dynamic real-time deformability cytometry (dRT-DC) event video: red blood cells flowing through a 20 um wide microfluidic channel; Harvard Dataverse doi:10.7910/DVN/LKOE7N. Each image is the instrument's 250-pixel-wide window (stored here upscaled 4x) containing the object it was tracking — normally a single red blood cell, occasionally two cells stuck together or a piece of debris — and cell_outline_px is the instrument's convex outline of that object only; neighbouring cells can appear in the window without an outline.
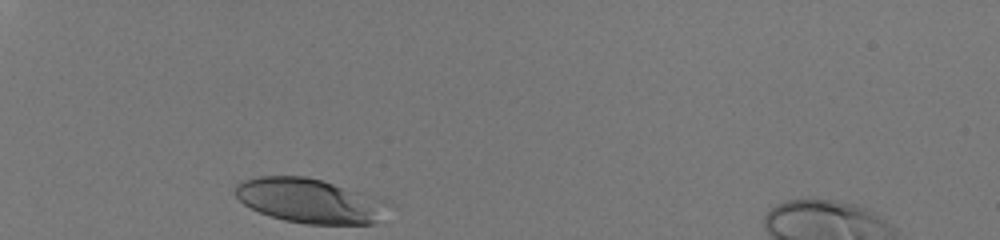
{"species": "human", "species_latin": "Homo sapiens", "temperature_condition": "room temperature", "stored_images_in_passage": 29, "camera_frame_rate_fps": 3000, "um_per_image_px": 0.085, "donor": {"sex": "male"}, "frame": {"image": 1, "passage_image": 1, "time_ms": 0.0, "image_size_px": [1000, 240], "cell_outline_px": [[392, 204], [372, 224], [304, 224], [284, 220], [260, 212], [244, 204], [236, 196], [236, 184], [240, 180], [260, 176], [304, 176], [320, 180], [372, 196], [384, 200]], "centroid_in_image_um": [26.28, 17.06], "position_along_channel_um": 58.7, "area_um2": 39.13}}
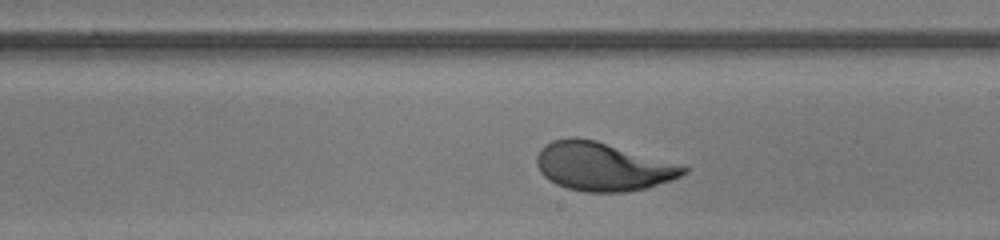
{"frame": {"image": 2, "passage_image": 17, "time_ms": 5.333, "image_size_px": [1000, 240], "cell_outline_px": [[688, 172], [680, 176], [648, 188], [624, 192], [584, 192], [568, 188], [556, 184], [548, 180], [540, 172], [536, 164], [536, 156], [540, 148], [544, 144], [552, 140], [568, 136], [576, 136], [596, 140], [688, 164]], "centroid_in_image_um": [51.28, 14.12], "position_along_channel_um": 237.7, "area_um2": 42.6}}
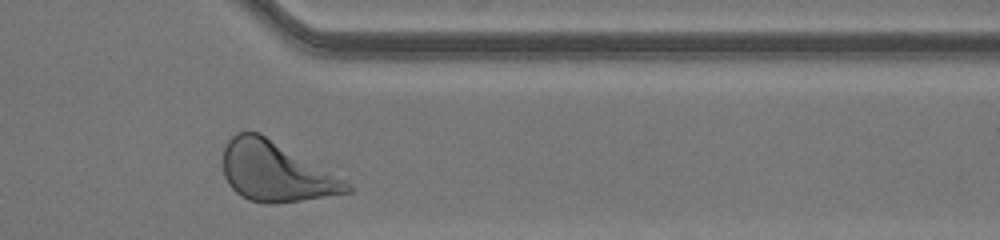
{"frame": {"image": 3, "passage_image": 28, "time_ms": 9.0, "image_size_px": [1000, 240], "cell_outline_px": [[352, 192], [276, 204], [264, 204], [248, 200], [240, 196], [228, 184], [224, 176], [224, 148], [228, 140], [236, 132], [260, 132], [344, 180], [352, 188]], "centroid_in_image_um": [23.39, 14.61], "position_along_channel_um": 388.0, "area_um2": 42.66}, "authors_computed_cell_mechanics": {"area_um2": 40.6334, "velocity_mm_per_s": 4.0834, "shape_relaxation_time_tau1_ms": 2.4996, "shape_relaxation_time_tau2_ms": null, "deformation_change_tau1": 0.1565, "deformation_change_tau2": null}}